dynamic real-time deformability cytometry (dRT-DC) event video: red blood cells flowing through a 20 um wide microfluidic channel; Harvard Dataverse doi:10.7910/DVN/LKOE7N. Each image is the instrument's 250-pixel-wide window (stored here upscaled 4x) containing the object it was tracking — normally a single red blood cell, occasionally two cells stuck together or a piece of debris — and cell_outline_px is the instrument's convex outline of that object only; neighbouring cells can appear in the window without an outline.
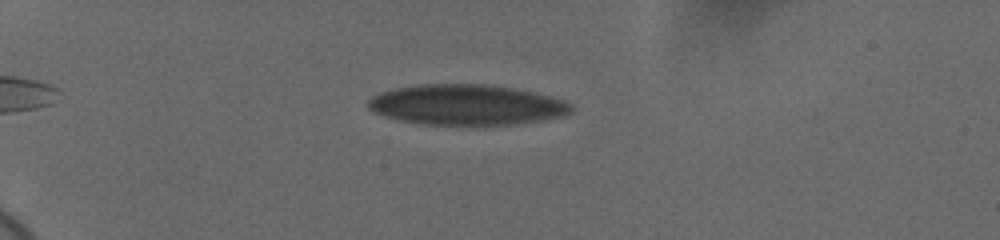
{"species": "human", "species_latin": "Homo sapiens", "temperature_condition": "cold", "stored_images_in_passage": 44, "camera_frame_rate_fps": 3000, "um_per_image_px": 0.085, "donor": {"sex": "female"}, "frame": {"image": 1, "passage_image": 2, "time_ms": 0.333, "image_size_px": [1000, 240], "cell_outline_px": [[572, 112], [564, 116], [516, 124], [420, 124], [400, 120], [384, 116], [372, 112], [368, 108], [368, 100], [372, 96], [380, 92], [396, 88], [420, 84], [484, 84], [512, 88], [532, 92], [564, 100], [572, 104]], "centroid_in_image_um": [39.63, 8.9], "position_along_channel_um": 45.4, "area_um2": 47.63}}
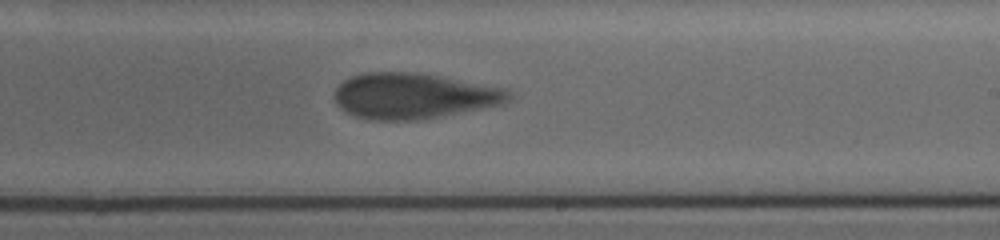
{"frame": {"image": 2, "passage_image": 24, "time_ms": 7.667, "image_size_px": [1000, 240], "cell_outline_px": [[512, 96], [504, 104], [416, 120], [376, 120], [356, 116], [340, 108], [336, 104], [332, 96], [336, 88], [344, 80], [352, 76], [364, 72], [412, 72], [440, 76], [504, 88], [512, 92]], "centroid_in_image_um": [35.12, 8.14], "position_along_channel_um": 253.9, "area_um2": 46.12}}
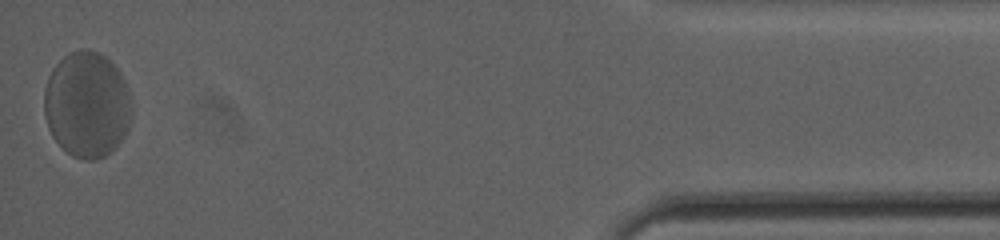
{"frame": {"image": 3, "passage_image": 44, "time_ms": 14.333, "image_size_px": [1000, 240], "cell_outline_px": [[128, 128], [120, 140], [104, 156], [96, 160], [84, 160], [72, 156], [52, 136], [48, 128], [44, 116], [44, 88], [48, 76], [52, 68], [64, 56], [72, 52], [96, 52], [104, 56], [120, 72], [128, 88]], "centroid_in_image_um": [7.33, 8.91], "position_along_channel_um": 427.9, "area_um2": 52.89}}